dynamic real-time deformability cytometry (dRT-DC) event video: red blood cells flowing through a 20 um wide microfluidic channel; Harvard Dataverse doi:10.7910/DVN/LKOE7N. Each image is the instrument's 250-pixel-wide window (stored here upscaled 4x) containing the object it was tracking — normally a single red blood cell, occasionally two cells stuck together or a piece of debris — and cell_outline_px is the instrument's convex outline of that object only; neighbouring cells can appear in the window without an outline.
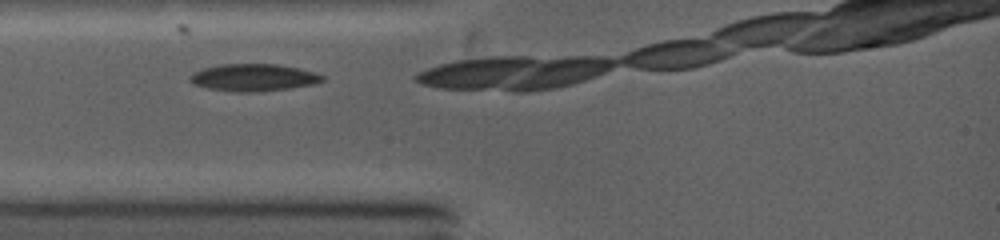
{"species": "common noctule bat (a hibernating species)", "species_latin": "Nyctalus noctula", "temperature_condition": "warm", "stored_images_in_passage": 5, "camera_frame_rate_fps": 5000, "um_per_image_px": 0.085, "animal": {"sex": "female", "body_mass_g": 19.0, "forearm_length_mm": 53.3}, "frame": {"image": 1, "passage_image": 2, "time_ms": 0.4, "image_size_px": [1000, 240], "cell_outline_px": [[324, 80], [312, 84], [288, 88], [212, 88], [196, 84], [192, 80], [192, 76], [196, 72], [204, 68], [220, 64], [276, 64], [296, 68], [312, 72], [324, 76]], "centroid_in_image_um": [21.63, 6.51], "position_along_channel_um": 63.4, "area_um2": 18.9}}